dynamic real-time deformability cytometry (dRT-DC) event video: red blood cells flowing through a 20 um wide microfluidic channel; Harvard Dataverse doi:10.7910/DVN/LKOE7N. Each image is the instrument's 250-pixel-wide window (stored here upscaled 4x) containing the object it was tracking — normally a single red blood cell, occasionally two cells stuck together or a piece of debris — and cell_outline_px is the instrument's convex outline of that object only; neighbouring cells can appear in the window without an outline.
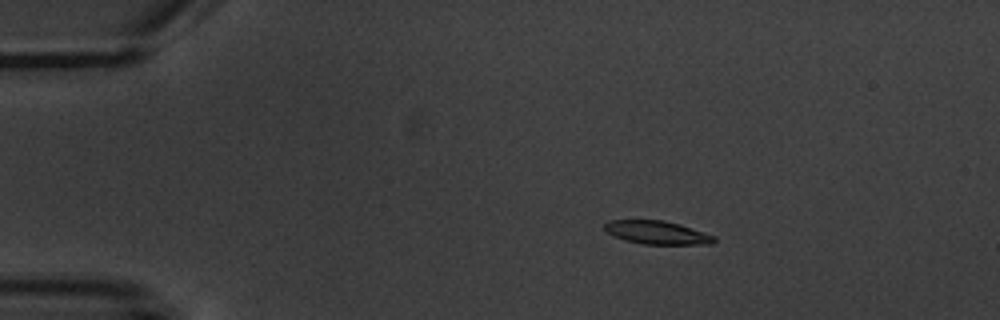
{"species": "common noctule bat (a hibernating species)", "species_latin": "Nyctalus noctula", "temperature_condition": "warm", "stored_images_in_passage": 4, "camera_frame_rate_fps": 3000, "um_per_image_px": 0.085, "animal": {"sex": "male", "body_mass_g": 20.1, "forearm_length_mm": 53.5}, "frame": {"image": 1, "passage_image": 3, "time_ms": 2.333, "image_size_px": [1000, 320], "cell_outline_px": [[716, 240], [712, 244], [644, 244], [624, 240], [608, 232], [604, 228], [604, 224], [608, 220], [664, 220], [680, 224], [716, 236]], "centroid_in_image_um": [55.88, 19.76], "position_along_channel_um": 29.1, "area_um2": 14.85}}